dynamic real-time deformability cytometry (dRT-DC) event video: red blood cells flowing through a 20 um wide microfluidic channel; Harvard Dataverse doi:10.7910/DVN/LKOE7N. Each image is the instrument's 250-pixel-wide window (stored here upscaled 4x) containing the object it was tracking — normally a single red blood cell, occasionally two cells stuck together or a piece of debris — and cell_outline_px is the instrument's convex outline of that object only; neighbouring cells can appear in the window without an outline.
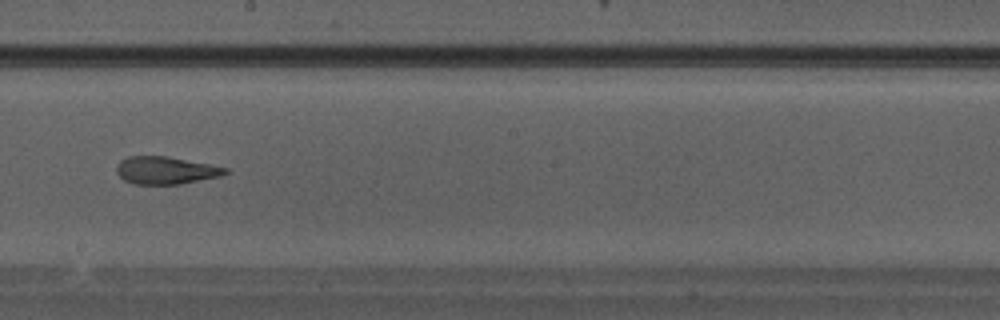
{"species": "Egyptian fruit bat (a non-hibernating species)", "species_latin": "Rousettus aegyptiacus", "temperature_condition": "warm", "stored_images_in_passage": 27, "camera_frame_rate_fps": 3000, "um_per_image_px": 0.085, "animal": {"sex": "male"}, "frame": {"image": 1, "passage_image": 12, "time_ms": 3.667, "image_size_px": [1000, 320], "cell_outline_px": [[228, 172], [220, 176], [180, 184], [136, 184], [124, 180], [116, 172], [116, 164], [120, 160], [128, 156], [164, 156], [208, 164], [228, 168]], "centroid_in_image_um": [14.04, 14.48], "position_along_channel_um": 234.2, "area_um2": 17.28}}